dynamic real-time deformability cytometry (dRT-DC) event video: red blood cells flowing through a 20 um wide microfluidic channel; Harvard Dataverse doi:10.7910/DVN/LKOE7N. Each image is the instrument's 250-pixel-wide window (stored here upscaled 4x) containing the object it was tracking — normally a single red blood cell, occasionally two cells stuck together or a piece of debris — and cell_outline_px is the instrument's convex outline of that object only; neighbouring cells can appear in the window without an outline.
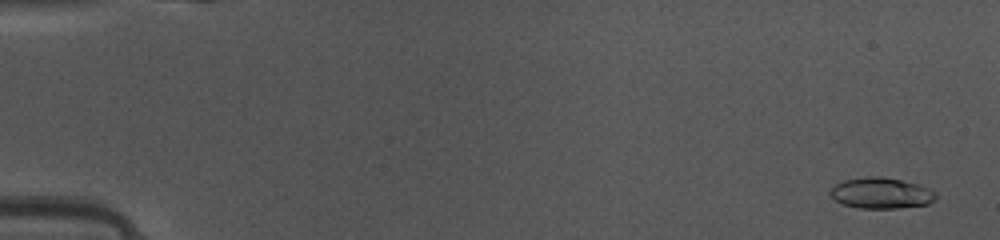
{"species": "common noctule bat (a hibernating species)", "species_latin": "Nyctalus noctula", "temperature_condition": "warm", "stored_images_in_passage": 48, "camera_frame_rate_fps": 3000, "um_per_image_px": 0.085, "animal": {"sex": "female", "body_mass_g": 10.0, "forearm_length_mm": 53.1}, "frame": {"image": 1, "passage_image": 2, "time_ms": 0.333, "image_size_px": [1000, 240], "cell_outline_px": [[936, 200], [928, 204], [896, 208], [860, 208], [844, 204], [836, 200], [828, 192], [836, 184], [844, 180], [864, 176], [880, 176], [920, 184], [936, 192]], "centroid_in_image_um": [74.92, 16.4], "position_along_channel_um": 10.1, "area_um2": 19.02}}
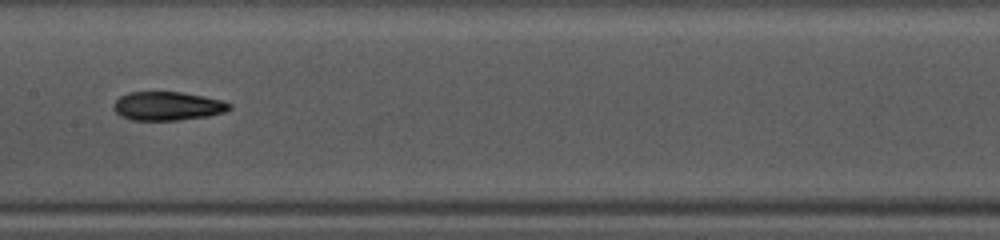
{"frame": {"image": 2, "passage_image": 25, "time_ms": 8.0, "image_size_px": [1000, 240], "cell_outline_px": [[232, 108], [224, 112], [208, 116], [180, 120], [132, 120], [120, 116], [112, 108], [112, 104], [120, 96], [128, 92], [180, 92], [204, 96], [224, 100], [232, 104]], "centroid_in_image_um": [14.25, 9.01], "position_along_channel_um": 193.2, "area_um2": 19.59}}
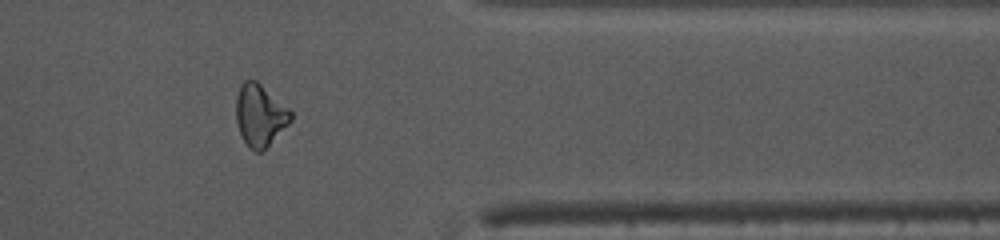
{"frame": {"image": 3, "passage_image": 40, "time_ms": 13.0, "image_size_px": [1000, 240], "cell_outline_px": [[292, 120], [260, 152], [256, 152], [248, 148], [240, 132], [236, 120], [236, 96], [240, 84], [244, 80], [256, 80], [288, 108], [292, 112]], "centroid_in_image_um": [22.07, 9.77], "position_along_channel_um": 389.3, "area_um2": 19.42}, "authors_computed_cell_mechanics": {"area_um2": 19.074, "velocity_mm_per_s": 4.1486, "shape_relaxation_time_tau1_ms": 7.1442, "shape_relaxation_time_tau2_ms": 2.7194, "deformation_change_tau1": 0.1867, "deformation_change_tau2": 0.1023}}